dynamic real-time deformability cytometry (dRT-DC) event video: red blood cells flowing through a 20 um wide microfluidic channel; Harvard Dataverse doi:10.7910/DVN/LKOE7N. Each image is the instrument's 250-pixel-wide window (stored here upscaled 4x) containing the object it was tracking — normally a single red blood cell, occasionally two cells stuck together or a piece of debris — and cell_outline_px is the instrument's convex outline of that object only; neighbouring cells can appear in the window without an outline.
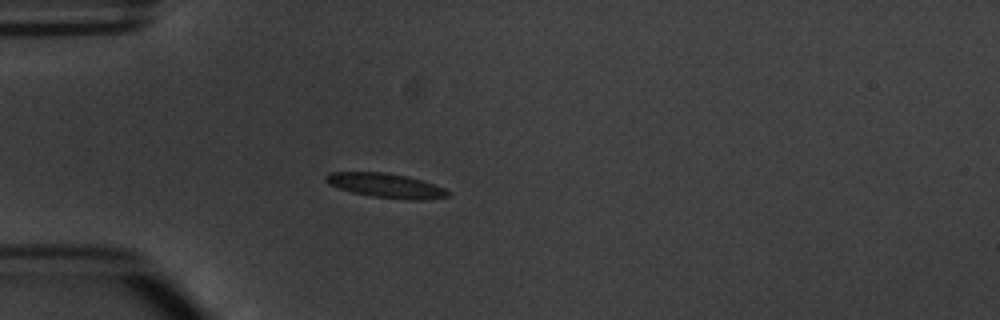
{"species": "common noctule bat (a hibernating species)", "species_latin": "Nyctalus noctula", "temperature_condition": "warm", "stored_images_in_passage": 4, "camera_frame_rate_fps": 3000, "um_per_image_px": 0.085, "animal": {"sex": "male", "body_mass_g": 20.1, "forearm_length_mm": 53.5}, "frame": {"image": 1, "passage_image": 4, "time_ms": 3.333, "image_size_px": [1000, 320], "cell_outline_px": [[448, 196], [428, 200], [408, 200], [372, 196], [352, 192], [328, 184], [324, 180], [324, 176], [332, 172], [380, 172], [408, 176], [444, 188], [448, 192]], "centroid_in_image_um": [32.78, 15.77], "position_along_channel_um": 52.2, "area_um2": 17.17}}